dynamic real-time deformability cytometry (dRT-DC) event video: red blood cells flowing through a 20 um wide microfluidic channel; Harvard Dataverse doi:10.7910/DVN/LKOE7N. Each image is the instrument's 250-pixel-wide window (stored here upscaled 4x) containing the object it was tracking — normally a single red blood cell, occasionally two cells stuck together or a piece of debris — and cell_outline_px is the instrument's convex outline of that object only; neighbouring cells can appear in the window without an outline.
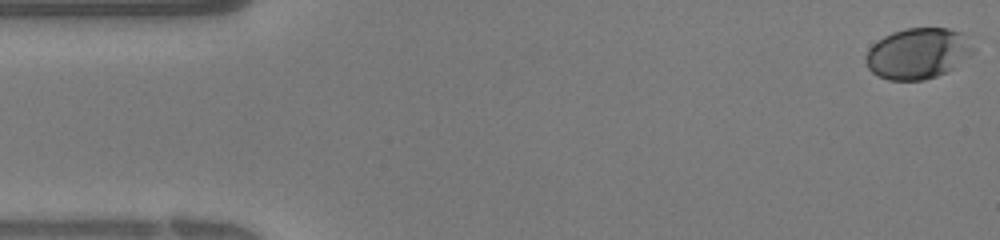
{"species": "human", "species_latin": "Homo sapiens", "temperature_condition": "warm", "stored_images_in_passage": 39, "camera_frame_rate_fps": 3000, "um_per_image_px": 0.085, "donor": {"sex": "female"}, "frame": {"image": 1, "passage_image": 1, "time_ms": 0.0, "image_size_px": [1000, 240], "cell_outline_px": [[976, 52], [952, 68], [936, 76], [924, 80], [888, 80], [872, 72], [868, 68], [864, 60], [864, 56], [868, 48], [872, 44], [884, 36], [892, 32], [904, 28], [948, 28], [960, 32], [976, 48]], "centroid_in_image_um": [78.0, 4.53], "position_along_channel_um": 7.0, "area_um2": 31.96}}
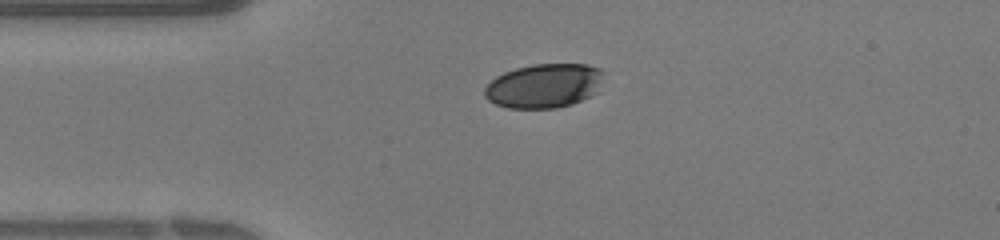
{"frame": {"image": 2, "passage_image": 9, "time_ms": 2.667, "image_size_px": [1000, 240], "cell_outline_px": [[604, 72], [596, 92], [592, 96], [572, 104], [556, 108], [508, 108], [496, 104], [488, 100], [484, 96], [484, 88], [496, 76], [504, 72], [516, 68], [532, 64], [588, 64], [600, 68]], "centroid_in_image_um": [46.24, 7.29], "position_along_channel_um": 38.8, "area_um2": 30.81}}
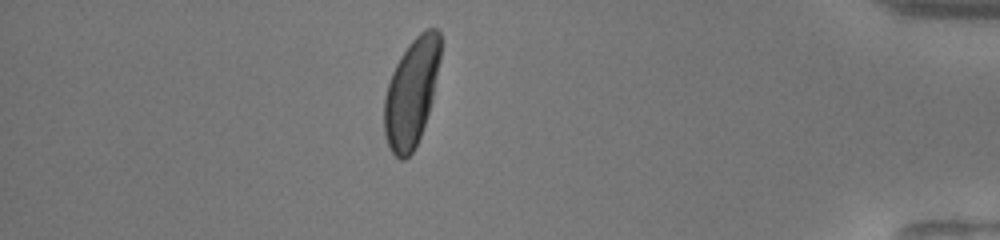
{"frame": {"image": 3, "passage_image": 34, "time_ms": 11.0, "image_size_px": [1000, 240], "cell_outline_px": [[440, 60], [432, 100], [420, 136], [412, 152], [404, 160], [400, 160], [388, 148], [384, 132], [384, 96], [392, 72], [400, 56], [408, 44], [420, 32], [428, 28], [436, 28], [440, 32]], "centroid_in_image_um": [34.96, 7.86], "position_along_channel_um": 400.2, "area_um2": 35.26}}